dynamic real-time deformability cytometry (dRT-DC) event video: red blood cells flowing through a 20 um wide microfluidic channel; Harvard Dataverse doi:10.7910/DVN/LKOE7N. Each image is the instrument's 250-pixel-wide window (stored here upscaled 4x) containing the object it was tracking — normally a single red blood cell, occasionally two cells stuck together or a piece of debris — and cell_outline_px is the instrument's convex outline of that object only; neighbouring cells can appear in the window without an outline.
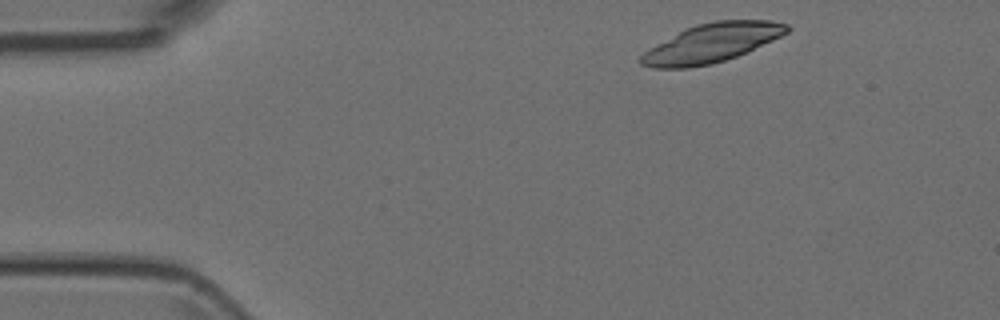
{"species": "Egyptian fruit bat (a non-hibernating species)", "species_latin": "Rousettus aegyptiacus", "temperature_condition": "room temperature", "stored_images_in_passage": 44, "camera_frame_rate_fps": 3000, "um_per_image_px": 0.085, "animal": {"sex": "female"}, "frame": {"image": 1, "passage_image": 1, "time_ms": 0.0, "image_size_px": [1000, 320], "cell_outline_px": [[792, 28], [788, 32], [772, 40], [736, 56], [712, 64], [688, 68], [652, 68], [640, 64], [640, 56], [644, 52], [656, 44], [696, 24], [716, 20], [772, 20], [788, 24]], "centroid_in_image_um": [60.51, 3.65], "position_along_channel_um": 24.5, "area_um2": 32.66}}